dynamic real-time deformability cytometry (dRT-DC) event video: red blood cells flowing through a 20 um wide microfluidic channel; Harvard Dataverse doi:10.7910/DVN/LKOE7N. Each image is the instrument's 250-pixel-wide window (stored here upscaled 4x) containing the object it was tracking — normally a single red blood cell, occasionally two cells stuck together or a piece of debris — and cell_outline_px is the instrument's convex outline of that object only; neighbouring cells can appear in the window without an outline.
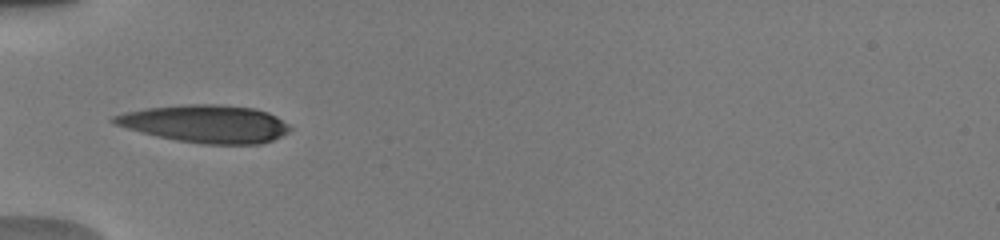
{"species": "human", "species_latin": "Homo sapiens", "temperature_condition": "warm", "stored_images_in_passage": 20, "camera_frame_rate_fps": 3000, "um_per_image_px": 0.085, "donor": {"sex": "male"}, "frame": {"image": 1, "passage_image": 1, "time_ms": 0.0, "image_size_px": [1000, 240], "cell_outline_px": [[292, 128], [288, 132], [272, 140], [260, 144], [204, 144], [176, 140], [128, 128], [116, 124], [108, 120], [112, 116], [124, 112], [144, 108], [188, 104], [216, 104], [256, 108], [268, 112], [276, 116], [288, 124]], "centroid_in_image_um": [17.49, 10.51], "position_along_channel_um": 67.5, "area_um2": 38.49}}
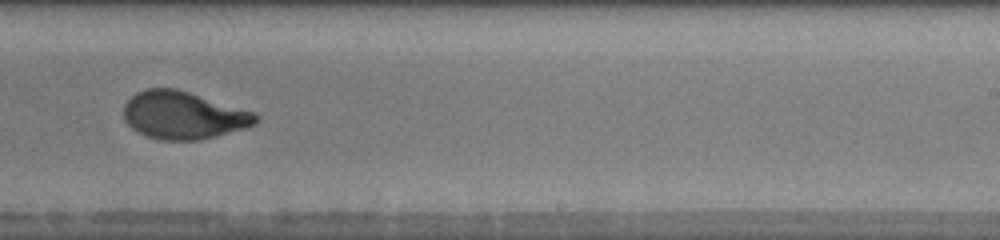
{"frame": {"image": 2, "passage_image": 15, "time_ms": 5.333, "image_size_px": [1000, 240], "cell_outline_px": [[260, 120], [256, 124], [248, 128], [200, 140], [160, 140], [148, 136], [132, 128], [124, 120], [124, 104], [136, 92], [144, 88], [176, 88], [256, 112], [260, 116]], "centroid_in_image_um": [15.63, 9.79], "position_along_channel_um": 273.4, "area_um2": 36.99}}